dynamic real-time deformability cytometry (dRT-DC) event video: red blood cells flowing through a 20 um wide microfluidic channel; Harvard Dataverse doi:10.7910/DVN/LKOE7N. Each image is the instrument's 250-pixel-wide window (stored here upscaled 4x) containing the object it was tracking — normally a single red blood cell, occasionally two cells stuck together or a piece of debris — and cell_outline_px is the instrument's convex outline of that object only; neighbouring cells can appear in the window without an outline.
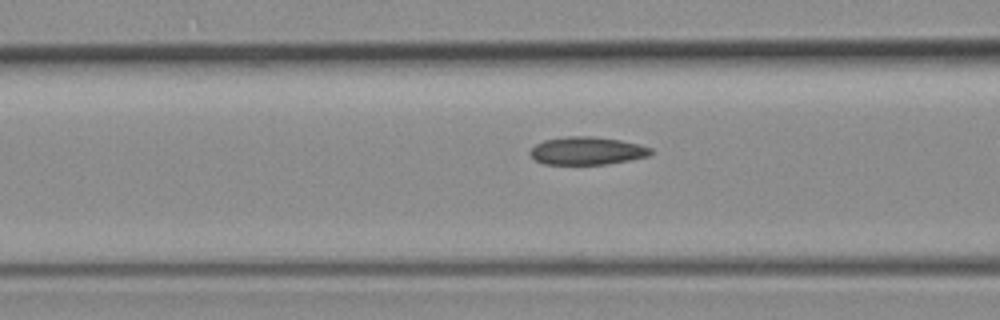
{"species": "common noctule bat (a hibernating species)", "species_latin": "Nyctalus noctula", "temperature_condition": "room temperature", "stored_images_in_passage": 13, "camera_frame_rate_fps": 3000, "um_per_image_px": 0.085, "animal": {"sex": "female", "body_mass_g": 19.3, "forearm_length_mm": 54.1}, "frame": {"image": 1, "passage_image": 11, "time_ms": 3.333, "image_size_px": [1000, 320], "cell_outline_px": [[652, 156], [604, 164], [544, 164], [536, 160], [528, 152], [536, 144], [544, 140], [568, 136], [592, 136], [620, 140], [640, 144], [652, 148]], "centroid_in_image_um": [49.92, 12.81], "position_along_channel_um": 116.7, "area_um2": 19.59}}